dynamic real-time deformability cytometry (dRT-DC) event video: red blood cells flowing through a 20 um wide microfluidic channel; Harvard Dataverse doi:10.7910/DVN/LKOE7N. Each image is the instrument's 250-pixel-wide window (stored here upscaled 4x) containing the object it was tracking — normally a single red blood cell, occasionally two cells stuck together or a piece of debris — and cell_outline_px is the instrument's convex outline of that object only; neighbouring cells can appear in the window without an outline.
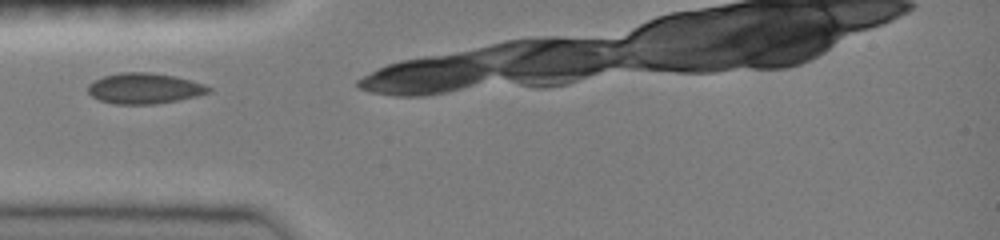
{"species": "common noctule bat (a hibernating species)", "species_latin": "Nyctalus noctula", "temperature_condition": "room temperature", "stored_images_in_passage": 4, "camera_frame_rate_fps": 3000, "um_per_image_px": 0.085, "animal": {"sex": "female", "body_mass_g": 19.0, "forearm_length_mm": 51.5}, "frame": {"image": 1, "passage_image": 1, "time_ms": 0.0, "image_size_px": [1000, 240], "cell_outline_px": [[212, 92], [196, 96], [156, 104], [112, 104], [100, 100], [92, 96], [88, 92], [88, 84], [104, 76], [120, 72], [148, 72], [172, 76], [204, 84], [212, 88]], "centroid_in_image_um": [12.26, 7.52], "position_along_channel_um": 72.7, "area_um2": 21.39}}